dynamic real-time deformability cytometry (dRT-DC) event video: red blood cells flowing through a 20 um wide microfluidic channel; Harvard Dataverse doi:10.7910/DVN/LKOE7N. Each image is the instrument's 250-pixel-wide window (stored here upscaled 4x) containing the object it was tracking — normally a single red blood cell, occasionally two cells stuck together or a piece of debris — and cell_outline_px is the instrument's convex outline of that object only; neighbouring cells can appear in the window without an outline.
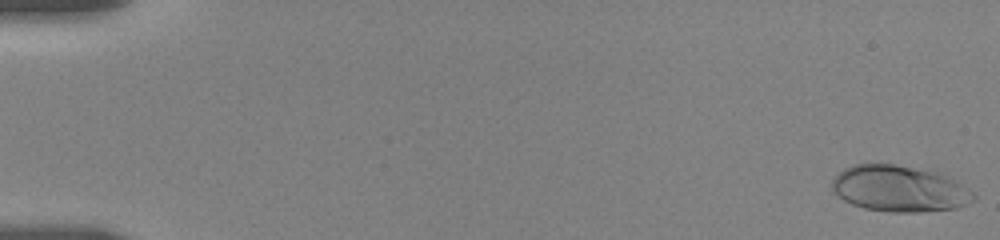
{"species": "human", "species_latin": "Homo sapiens", "temperature_condition": "room temperature", "stored_images_in_passage": 8, "camera_frame_rate_fps": 3000, "um_per_image_px": 0.085, "donor": {"sex": "female"}, "frame": {"image": 1, "passage_image": 1, "time_ms": 0.0, "image_size_px": [1000, 240], "cell_outline_px": [[976, 200], [956, 208], [916, 212], [888, 212], [864, 208], [852, 204], [844, 200], [832, 192], [832, 180], [844, 168], [856, 164], [892, 164], [932, 168], [956, 180], [972, 192], [976, 196]], "centroid_in_image_um": [76.48, 16.02], "position_along_channel_um": 8.5, "area_um2": 38.61}}